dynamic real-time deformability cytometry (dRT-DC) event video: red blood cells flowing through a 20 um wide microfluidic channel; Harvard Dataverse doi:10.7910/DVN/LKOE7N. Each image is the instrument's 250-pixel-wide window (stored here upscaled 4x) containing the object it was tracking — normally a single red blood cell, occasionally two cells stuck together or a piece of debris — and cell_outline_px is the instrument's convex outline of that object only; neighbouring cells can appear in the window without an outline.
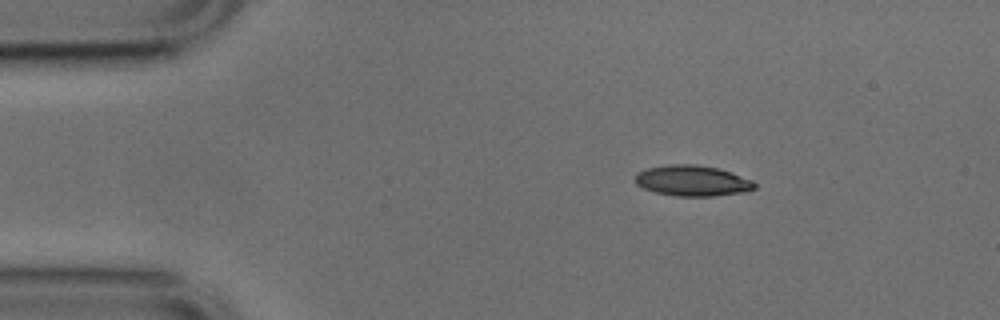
{"species": "common noctule bat (a hibernating species)", "species_latin": "Nyctalus noctula", "temperature_condition": "cold", "stored_images_in_passage": 6, "camera_frame_rate_fps": 3000, "um_per_image_px": 0.085, "animal": {"sex": "male", "body_mass_g": 17.9, "forearm_length_mm": 54.2}, "frame": {"image": 1, "passage_image": 1, "time_ms": 0.0, "image_size_px": [1000, 320], "cell_outline_px": [[756, 188], [744, 192], [716, 196], [676, 196], [656, 192], [644, 188], [636, 184], [636, 172], [648, 168], [668, 164], [696, 164], [716, 168], [752, 180], [756, 184]], "centroid_in_image_um": [58.84, 15.36], "position_along_channel_um": 26.2, "area_um2": 21.21}}
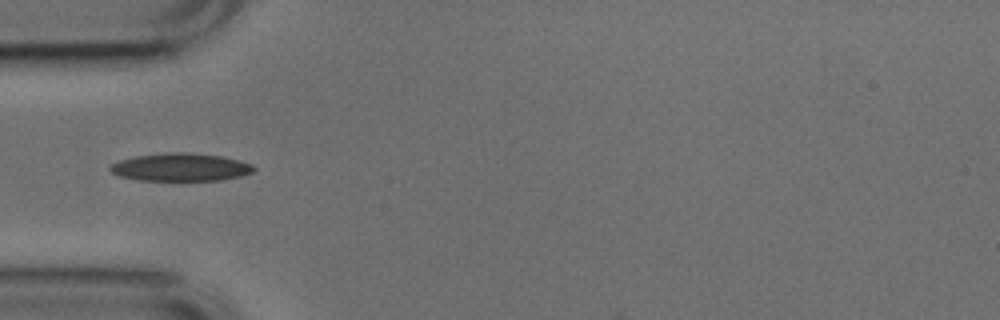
{"frame": {"image": 2, "passage_image": 3, "time_ms": 0.667, "image_size_px": [1000, 320], "cell_outline_px": [[256, 168], [252, 172], [240, 176], [220, 180], [140, 180], [120, 176], [112, 172], [108, 168], [108, 164], [120, 160], [136, 156], [172, 152], [184, 152], [220, 156], [240, 160], [252, 164]], "centroid_in_image_um": [15.34, 14.21], "position_along_channel_um": 69.7, "area_um2": 23.18}}